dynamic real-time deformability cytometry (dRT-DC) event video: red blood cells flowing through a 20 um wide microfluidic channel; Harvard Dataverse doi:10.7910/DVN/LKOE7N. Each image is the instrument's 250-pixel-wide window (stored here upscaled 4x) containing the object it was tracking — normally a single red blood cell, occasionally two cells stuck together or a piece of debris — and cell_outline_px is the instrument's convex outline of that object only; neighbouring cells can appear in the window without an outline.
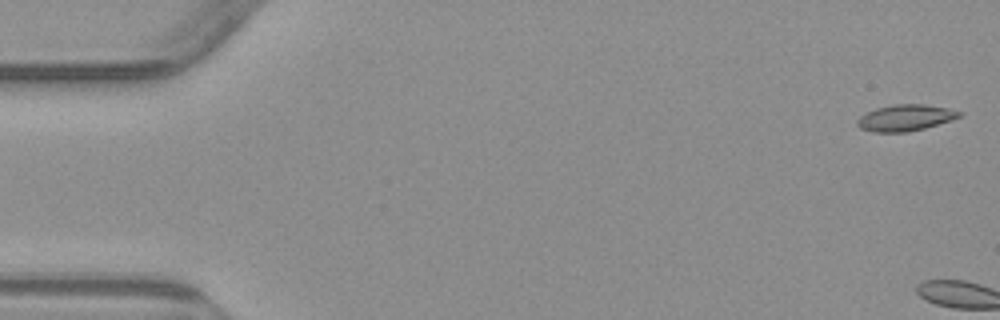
{"species": "common noctule bat (a hibernating species)", "species_latin": "Nyctalus noctula", "temperature_condition": "warm", "stored_images_in_passage": 5, "camera_frame_rate_fps": 3000, "um_per_image_px": 0.085, "animal": {"sex": "male", "body_mass_g": 23.1, "forearm_length_mm": 52.7}, "frame": {"image": 1, "passage_image": 1, "time_ms": 0.0, "image_size_px": [1000, 320], "cell_outline_px": [[964, 112], [960, 116], [924, 128], [908, 132], [872, 132], [860, 128], [856, 124], [856, 120], [860, 116], [876, 108], [896, 104], [924, 104], [948, 108]], "centroid_in_image_um": [76.92, 10.01], "position_along_channel_um": 8.1, "area_um2": 15.49}}
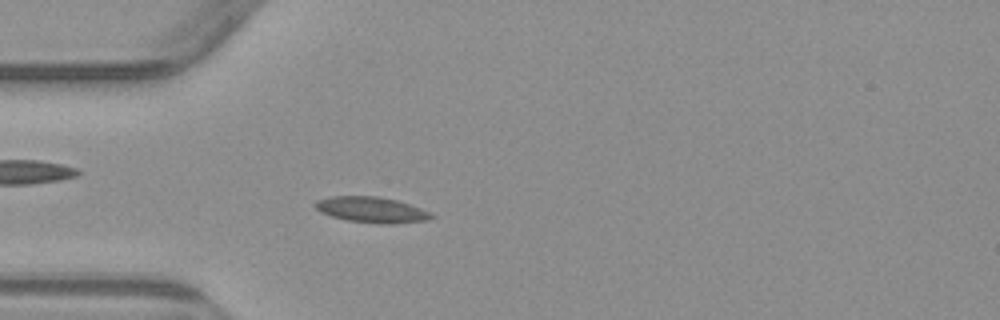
{"frame": {"image": 2, "passage_image": 5, "time_ms": 5.667, "image_size_px": [1000, 320], "cell_outline_px": [[436, 216], [428, 220], [396, 224], [376, 224], [348, 220], [332, 216], [320, 212], [316, 208], [316, 200], [328, 196], [376, 196], [396, 200], [432, 212]], "centroid_in_image_um": [31.62, 17.84], "position_along_channel_um": 53.4, "area_um2": 17.51}}